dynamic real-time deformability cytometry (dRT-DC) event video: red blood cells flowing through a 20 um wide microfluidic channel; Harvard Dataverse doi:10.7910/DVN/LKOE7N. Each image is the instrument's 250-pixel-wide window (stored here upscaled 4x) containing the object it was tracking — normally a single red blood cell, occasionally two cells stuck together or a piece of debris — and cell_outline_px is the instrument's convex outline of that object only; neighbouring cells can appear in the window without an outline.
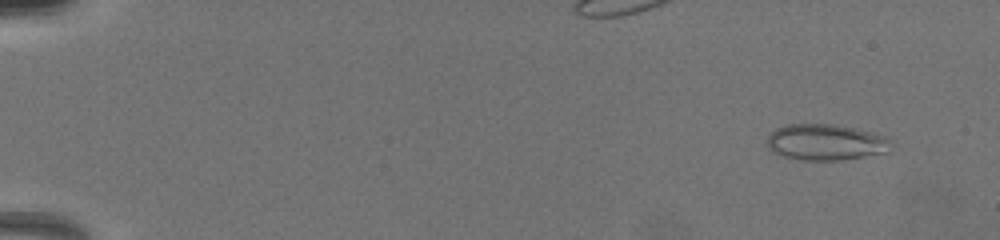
{"species": "common noctule bat (a hibernating species)", "species_latin": "Nyctalus noctula", "temperature_condition": "warm", "stored_images_in_passage": 23, "camera_frame_rate_fps": 3000, "um_per_image_px": 0.085, "animal": {"sex": "female", "body_mass_g": 19.5, "forearm_length_mm": 54.1}, "frame": {"image": 1, "passage_image": 3, "time_ms": 1.333, "image_size_px": [1000, 240], "cell_outline_px": [[892, 144], [888, 152], [840, 160], [804, 160], [784, 156], [772, 152], [768, 148], [768, 136], [776, 128], [788, 124], [832, 124], [852, 128], [884, 136]], "centroid_in_image_um": [70.15, 12.09], "position_along_channel_um": 14.8, "area_um2": 25.72}}
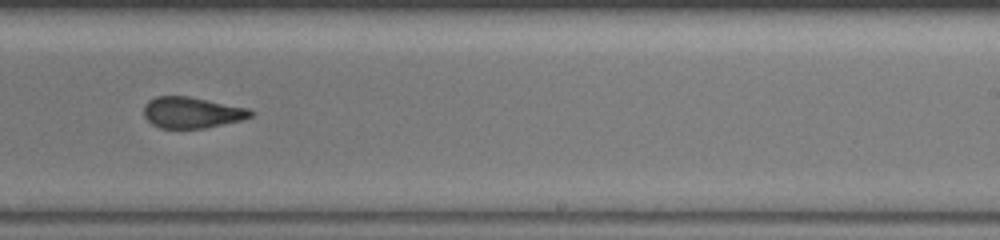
{"frame": {"image": 2, "passage_image": 16, "time_ms": 11.667, "image_size_px": [1000, 240], "cell_outline_px": [[256, 112], [252, 116], [240, 120], [204, 128], [160, 128], [152, 124], [144, 116], [144, 104], [148, 100], [156, 96], [188, 96], [248, 108]], "centroid_in_image_um": [16.29, 9.56], "position_along_channel_um": 272.7, "area_um2": 19.31}}
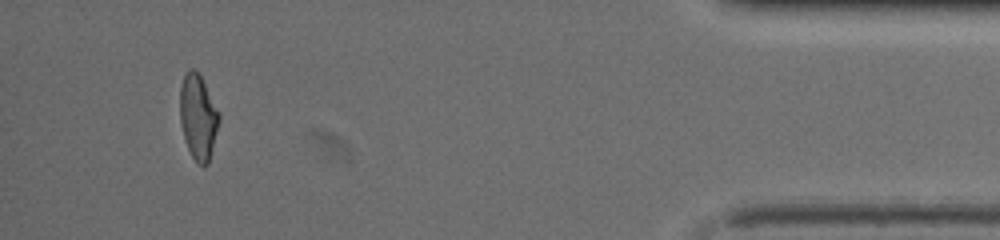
{"frame": {"image": 3, "passage_image": 22, "time_ms": 16.667, "image_size_px": [1000, 240], "cell_outline_px": [[220, 120], [208, 164], [204, 168], [192, 156], [184, 140], [180, 124], [180, 88], [184, 76], [188, 68], [192, 68], [200, 76], [220, 112]], "centroid_in_image_um": [16.84, 9.96], "position_along_channel_um": 418.4, "area_um2": 19.36}, "authors_computed_cell_mechanics": {"area_um2": 20.9814, "velocity_mm_per_s": 4.0587, "shape_relaxation_time_tau1_ms": 7.8899, "shape_relaxation_time_tau2_ms": 1.9695, "deformation_change_tau1": 0.1898, "deformation_change_tau2": 0.1056}}